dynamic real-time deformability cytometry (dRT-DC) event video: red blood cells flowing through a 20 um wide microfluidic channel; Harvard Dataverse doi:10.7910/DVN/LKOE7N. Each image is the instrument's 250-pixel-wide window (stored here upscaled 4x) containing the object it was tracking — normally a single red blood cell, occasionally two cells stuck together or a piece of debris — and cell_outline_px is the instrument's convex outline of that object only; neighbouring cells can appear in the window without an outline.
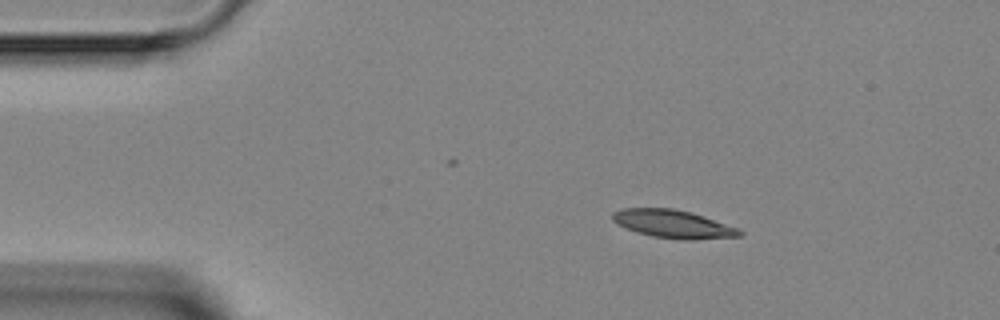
{"species": "Egyptian fruit bat (a non-hibernating species)", "species_latin": "Rousettus aegyptiacus", "temperature_condition": "room temperature", "stored_images_in_passage": 3, "camera_frame_rate_fps": 3000, "um_per_image_px": 0.085, "animal": {"sex": "female"}, "frame": {"image": 1, "passage_image": 2, "time_ms": 1.333, "image_size_px": [1000, 320], "cell_outline_px": [[744, 232], [740, 236], [692, 240], [680, 240], [652, 236], [636, 232], [616, 224], [612, 220], [612, 212], [624, 208], [672, 208], [692, 212], [740, 228]], "centroid_in_image_um": [57.23, 19.04], "position_along_channel_um": 27.8, "area_um2": 21.04}}